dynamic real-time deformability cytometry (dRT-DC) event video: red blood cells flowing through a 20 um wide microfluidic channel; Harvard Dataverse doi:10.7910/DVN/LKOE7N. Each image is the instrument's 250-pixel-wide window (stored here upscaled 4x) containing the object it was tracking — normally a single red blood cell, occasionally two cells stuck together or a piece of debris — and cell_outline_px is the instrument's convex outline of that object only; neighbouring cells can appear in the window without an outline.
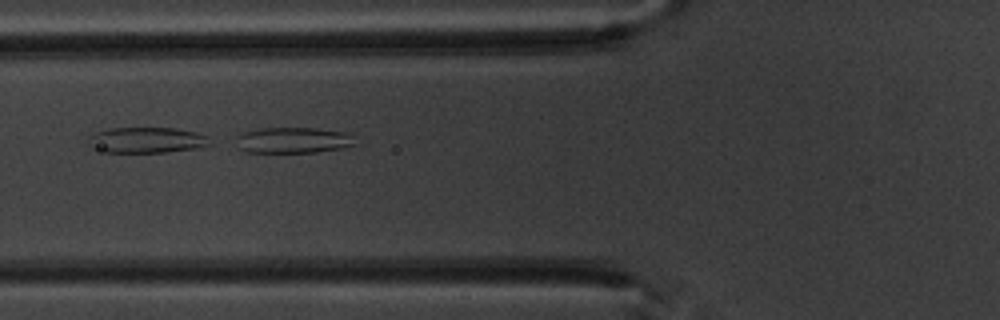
{"species": "common noctule bat (a hibernating species)", "species_latin": "Nyctalus noctula", "temperature_condition": "warm", "stored_images_in_passage": 7, "camera_frame_rate_fps": 3000, "um_per_image_px": 0.085, "animal": {"sex": "male", "body_mass_g": 20.1, "forearm_length_mm": 53.5}, "frame": {"image": 1, "passage_image": 4, "time_ms": 4.333, "image_size_px": [1000, 320], "cell_outline_px": [[356, 144], [340, 148], [316, 152], [244, 152], [236, 148], [236, 136], [240, 132], [260, 128], [316, 128], [344, 132], [352, 136]], "centroid_in_image_um": [24.82, 11.91], "position_along_channel_um": 101.0, "area_um2": 18.09}}
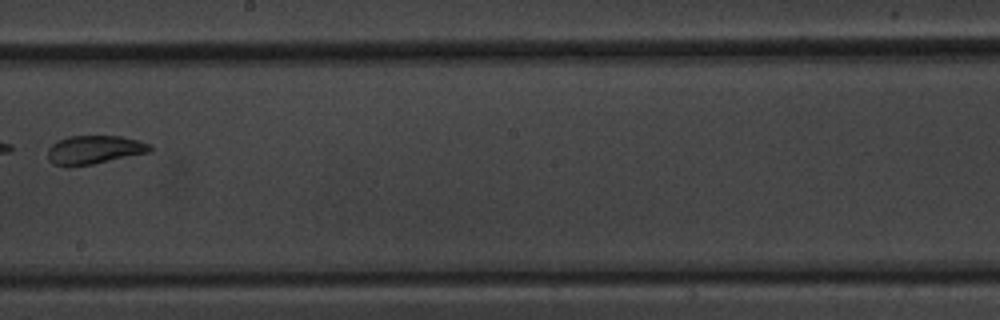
{"frame": {"image": 2, "passage_image": 7, "time_ms": 8.0, "image_size_px": [1000, 320], "cell_outline_px": [[152, 152], [92, 164], [52, 164], [48, 160], [48, 148], [56, 140], [68, 136], [120, 136], [136, 140], [148, 144], [152, 148]], "centroid_in_image_um": [8.02, 12.7], "position_along_channel_um": 240.2, "area_um2": 16.7}}